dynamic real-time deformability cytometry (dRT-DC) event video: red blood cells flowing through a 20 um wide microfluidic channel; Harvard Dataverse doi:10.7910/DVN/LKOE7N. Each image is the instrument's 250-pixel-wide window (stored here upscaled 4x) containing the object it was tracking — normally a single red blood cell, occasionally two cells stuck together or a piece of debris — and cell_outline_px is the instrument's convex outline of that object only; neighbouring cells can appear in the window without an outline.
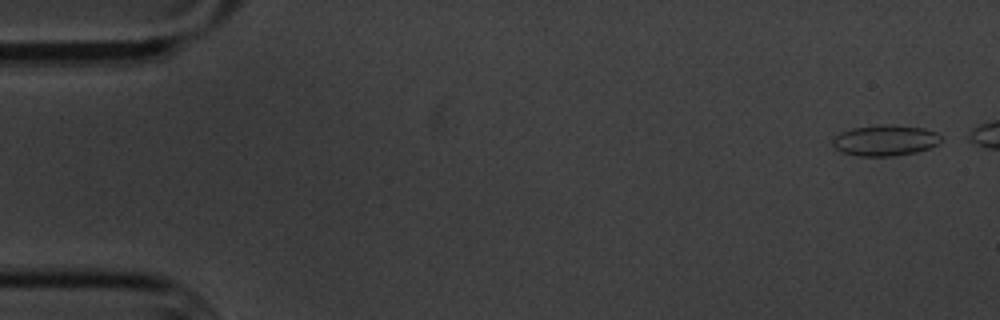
{"species": "common noctule bat (a hibernating species)", "species_latin": "Nyctalus noctula", "temperature_condition": "cold", "stored_images_in_passage": 5, "camera_frame_rate_fps": 3000, "um_per_image_px": 0.085, "animal": {"sex": "male", "body_mass_g": 20.1, "forearm_length_mm": 53.5}, "frame": {"image": 1, "passage_image": 1, "time_ms": 0.0, "image_size_px": [1000, 320], "cell_outline_px": [[944, 140], [928, 148], [916, 152], [892, 156], [856, 156], [840, 152], [832, 144], [832, 140], [840, 132], [852, 128], [880, 124], [892, 124], [924, 128], [936, 132]], "centroid_in_image_um": [75.22, 11.92], "position_along_channel_um": 9.8, "area_um2": 19.65}}